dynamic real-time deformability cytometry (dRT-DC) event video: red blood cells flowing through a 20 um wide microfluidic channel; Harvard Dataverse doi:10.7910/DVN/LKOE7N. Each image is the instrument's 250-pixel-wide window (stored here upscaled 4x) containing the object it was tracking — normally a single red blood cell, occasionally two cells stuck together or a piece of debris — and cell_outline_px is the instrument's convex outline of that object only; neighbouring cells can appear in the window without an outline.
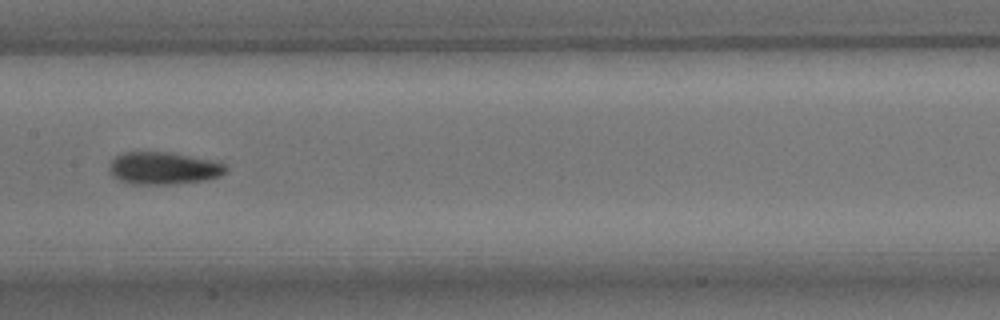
{"species": "common noctule bat (a hibernating species)", "species_latin": "Nyctalus noctula", "temperature_condition": "room temperature", "stored_images_in_passage": 17, "camera_frame_rate_fps": 3000, "um_per_image_px": 0.085, "animal": {"sex": "male", "body_mass_g": 15.6}, "frame": {"image": 1, "passage_image": 12, "time_ms": 3.667, "image_size_px": [1000, 320], "cell_outline_px": [[228, 168], [220, 176], [204, 180], [172, 184], [128, 184], [112, 176], [108, 168], [112, 160], [116, 156], [124, 152], [168, 152], [212, 160], [224, 164]], "centroid_in_image_um": [13.86, 14.3], "position_along_channel_um": 193.5, "area_um2": 21.91}}
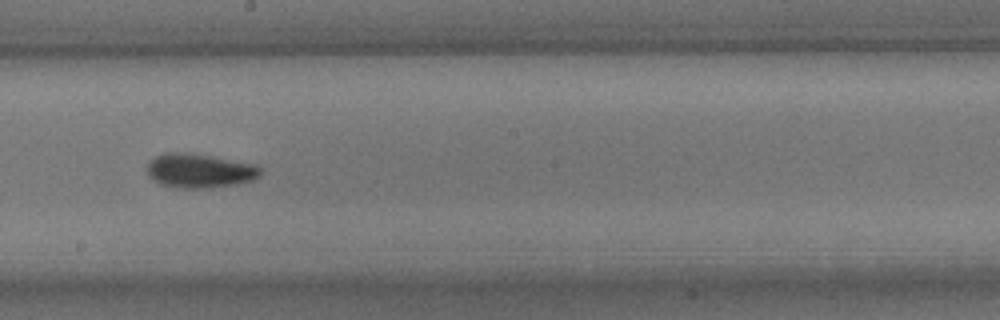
{"frame": {"image": 2, "passage_image": 15, "time_ms": 4.667, "image_size_px": [1000, 320], "cell_outline_px": [[260, 176], [252, 180], [236, 184], [212, 188], [180, 188], [160, 184], [152, 180], [148, 176], [148, 164], [156, 156], [168, 152], [176, 152], [208, 156], [256, 164], [260, 168]], "centroid_in_image_um": [16.96, 14.53], "position_along_channel_um": 231.2, "area_um2": 22.31}}